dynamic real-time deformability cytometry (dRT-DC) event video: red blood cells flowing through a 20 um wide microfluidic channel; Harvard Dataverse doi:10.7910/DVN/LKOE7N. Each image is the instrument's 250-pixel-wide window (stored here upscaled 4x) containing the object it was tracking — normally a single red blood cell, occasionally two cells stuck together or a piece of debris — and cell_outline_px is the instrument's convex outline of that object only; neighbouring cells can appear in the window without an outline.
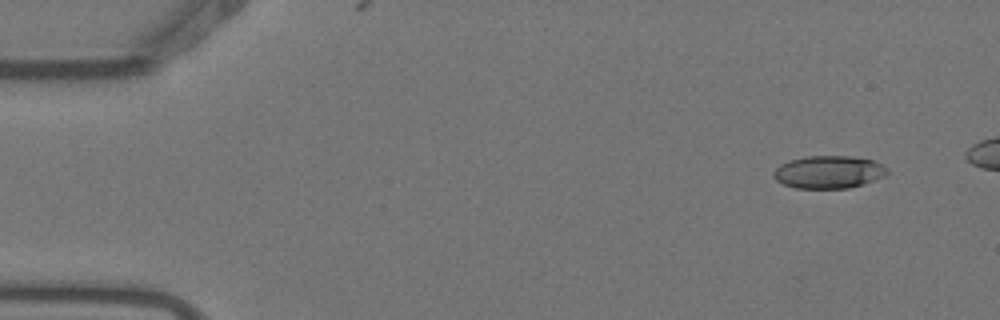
{"species": "Egyptian fruit bat (a non-hibernating species)", "species_latin": "Rousettus aegyptiacus", "temperature_condition": "warm", "stored_images_in_passage": 5, "camera_frame_rate_fps": 3000, "um_per_image_px": 0.085, "animal": {"sex": "female"}, "frame": {"image": 1, "passage_image": 1, "time_ms": 0.0, "image_size_px": [1000, 320], "cell_outline_px": [[888, 172], [884, 176], [864, 184], [848, 188], [796, 188], [784, 184], [776, 180], [772, 176], [772, 172], [780, 164], [788, 160], [808, 156], [852, 156], [872, 160], [888, 168]], "centroid_in_image_um": [70.41, 14.62], "position_along_channel_um": 14.6, "area_um2": 21.68}}